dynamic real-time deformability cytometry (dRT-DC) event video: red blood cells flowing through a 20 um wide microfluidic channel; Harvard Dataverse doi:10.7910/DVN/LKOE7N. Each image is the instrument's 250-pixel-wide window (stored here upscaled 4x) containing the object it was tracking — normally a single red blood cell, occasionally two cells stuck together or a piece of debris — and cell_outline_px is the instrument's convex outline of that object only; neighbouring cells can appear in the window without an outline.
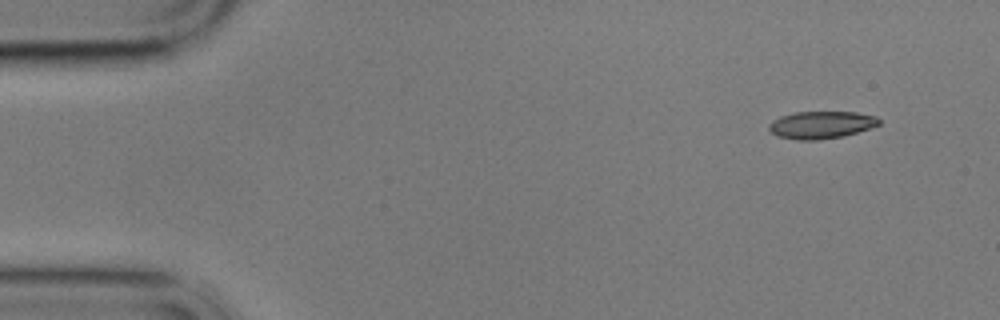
{"species": "common noctule bat (a hibernating species)", "species_latin": "Nyctalus noctula", "temperature_condition": "cold", "stored_images_in_passage": 13, "camera_frame_rate_fps": 3000, "um_per_image_px": 0.085, "animal": {"sex": "male", "body_mass_g": 17.9}, "frame": {"image": 1, "passage_image": 1, "time_ms": 0.0, "image_size_px": [1000, 320], "cell_outline_px": [[880, 124], [844, 136], [816, 140], [796, 140], [776, 136], [768, 128], [768, 124], [772, 120], [780, 116], [792, 112], [856, 112], [876, 116], [880, 120]], "centroid_in_image_um": [69.75, 10.61], "position_along_channel_um": 15.2, "area_um2": 17.63}}
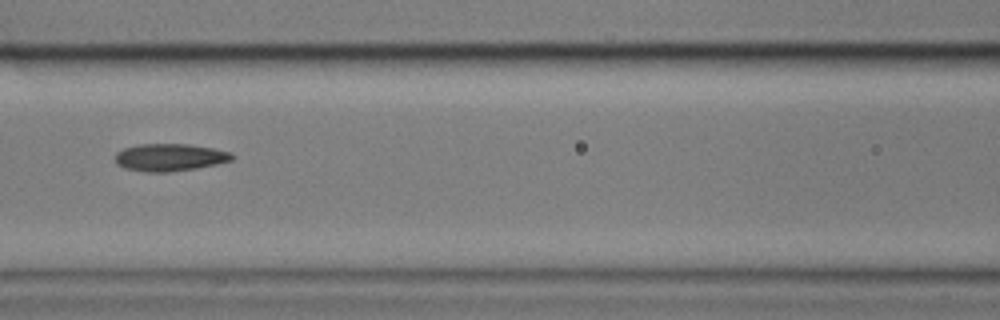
{"frame": {"image": 2, "passage_image": 6, "time_ms": 6.667, "image_size_px": [1000, 320], "cell_outline_px": [[236, 156], [232, 160], [216, 164], [196, 168], [168, 172], [144, 172], [124, 168], [116, 164], [116, 152], [124, 148], [140, 144], [188, 144], [212, 148], [232, 152]], "centroid_in_image_um": [14.44, 13.38], "position_along_channel_um": 152.2, "area_um2": 18.73}}
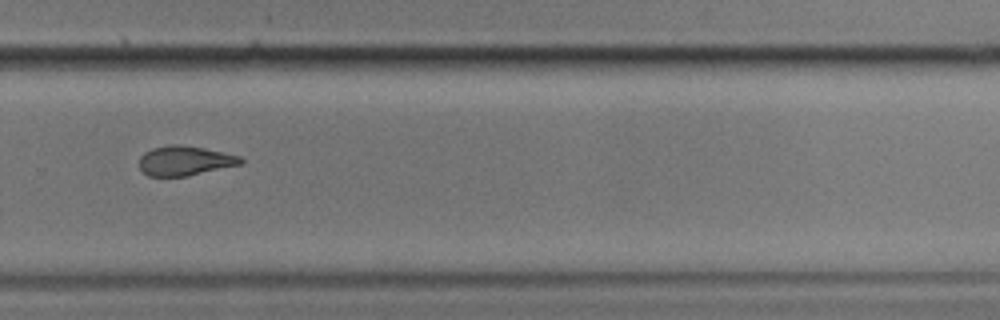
{"frame": {"image": 3, "passage_image": 10, "time_ms": 11.333, "image_size_px": [1000, 320], "cell_outline_px": [[244, 160], [240, 164], [188, 176], [148, 176], [140, 168], [140, 156], [144, 152], [152, 148], [172, 144], [176, 144], [204, 148], [224, 152], [240, 156]], "centroid_in_image_um": [15.7, 13.66], "position_along_channel_um": 314.1, "area_um2": 17.4}, "authors_computed_cell_mechanics": {"area_um2": 18.4382, "velocity_mm_per_s": 3.4887, "shape_relaxation_time_tau1_ms": 4.2135, "shape_relaxation_time_tau2_ms": 3.4978, "deformation_change_tau1": 0.1365, "deformation_change_tau2": 0.1107}}